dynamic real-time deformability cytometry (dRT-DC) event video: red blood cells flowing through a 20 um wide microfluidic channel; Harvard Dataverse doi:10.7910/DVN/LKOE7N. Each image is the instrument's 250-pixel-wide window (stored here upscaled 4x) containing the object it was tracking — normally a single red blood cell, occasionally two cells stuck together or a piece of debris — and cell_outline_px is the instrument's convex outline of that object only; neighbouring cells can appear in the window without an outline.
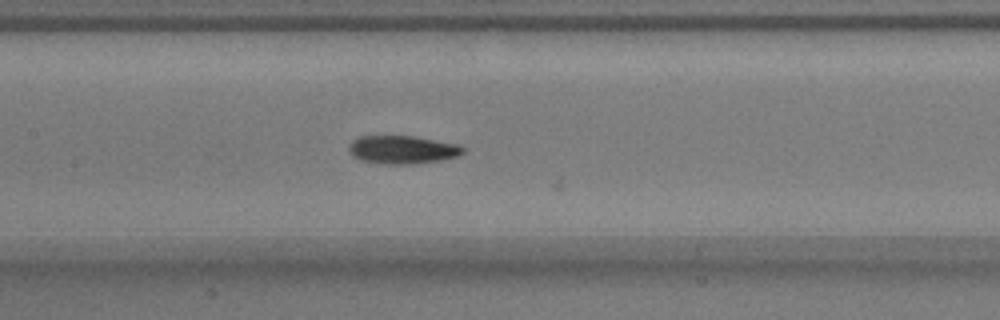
{"species": "common noctule bat (a hibernating species)", "species_latin": "Nyctalus noctula", "temperature_condition": "warm", "stored_images_in_passage": 22, "camera_frame_rate_fps": 3000, "um_per_image_px": 0.085, "animal": {"sex": "male", "body_mass_g": 17.9}, "frame": {"image": 1, "passage_image": 16, "time_ms": 5.0, "image_size_px": [1000, 320], "cell_outline_px": [[464, 152], [456, 156], [440, 160], [412, 164], [384, 164], [360, 160], [352, 156], [348, 152], [348, 144], [352, 140], [360, 136], [412, 136], [460, 144], [464, 148]], "centroid_in_image_um": [34.16, 12.72], "position_along_channel_um": 173.2, "area_um2": 18.84}}
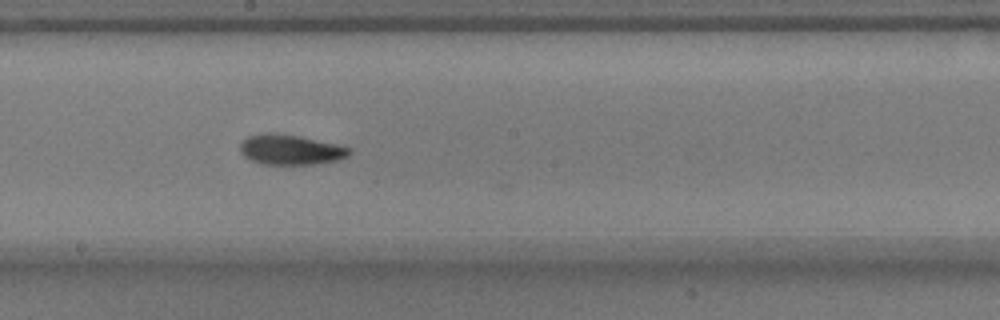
{"frame": {"image": 2, "passage_image": 20, "time_ms": 6.333, "image_size_px": [1000, 320], "cell_outline_px": [[352, 152], [348, 156], [336, 160], [312, 164], [260, 164], [244, 156], [240, 152], [240, 144], [248, 136], [268, 132], [276, 132], [300, 136], [336, 144], [352, 148]], "centroid_in_image_um": [24.69, 12.71], "position_along_channel_um": 223.5, "area_um2": 19.19}}